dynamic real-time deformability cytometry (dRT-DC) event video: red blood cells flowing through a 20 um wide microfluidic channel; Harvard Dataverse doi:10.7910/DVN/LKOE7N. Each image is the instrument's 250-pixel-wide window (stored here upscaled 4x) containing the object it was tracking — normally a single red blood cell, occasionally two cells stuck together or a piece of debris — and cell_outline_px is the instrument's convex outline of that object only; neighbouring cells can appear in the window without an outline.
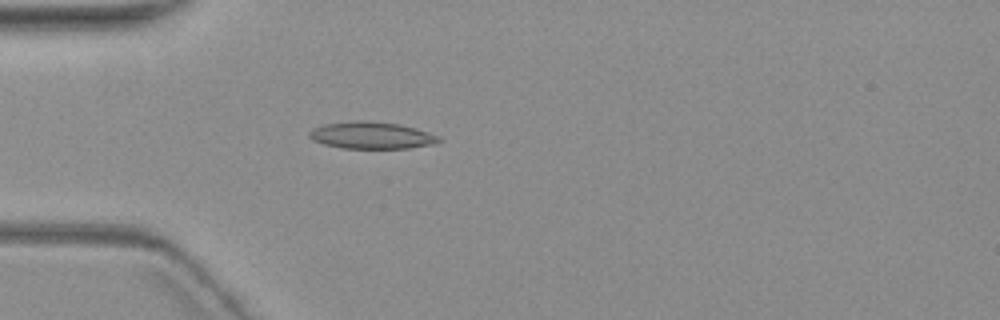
{"species": "common noctule bat (a hibernating species)", "species_latin": "Nyctalus noctula", "temperature_condition": "warm", "stored_images_in_passage": 4, "camera_frame_rate_fps": 3000, "um_per_image_px": 0.085, "animal": {"sex": "female", "body_mass_g": 19.3, "forearm_length_mm": 54.1}, "frame": {"image": 1, "passage_image": 4, "time_ms": 4.333, "image_size_px": [1000, 320], "cell_outline_px": [[444, 140], [436, 144], [408, 148], [340, 148], [324, 144], [312, 140], [308, 136], [308, 132], [312, 128], [324, 124], [356, 120], [364, 120], [396, 124], [416, 128], [440, 136]], "centroid_in_image_um": [31.59, 11.51], "position_along_channel_um": 53.4, "area_um2": 20.52}}